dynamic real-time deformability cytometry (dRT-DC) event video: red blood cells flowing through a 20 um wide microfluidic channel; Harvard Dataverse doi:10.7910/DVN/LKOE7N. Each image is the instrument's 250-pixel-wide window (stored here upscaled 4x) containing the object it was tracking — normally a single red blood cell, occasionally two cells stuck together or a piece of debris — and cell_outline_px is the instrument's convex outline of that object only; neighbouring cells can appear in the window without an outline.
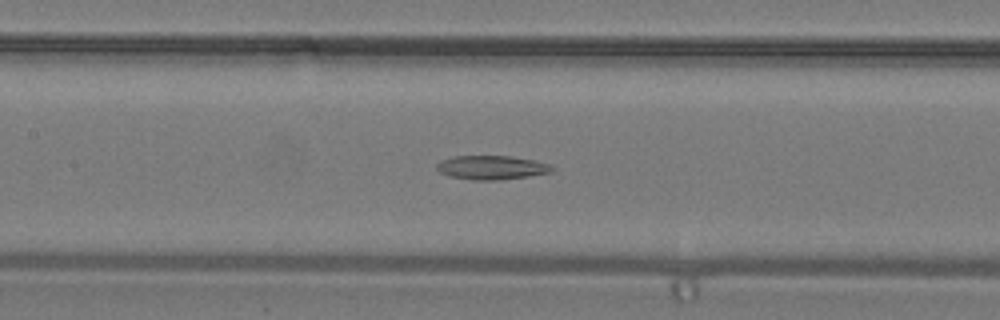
{"species": "common noctule bat (a hibernating species)", "species_latin": "Nyctalus noctula", "temperature_condition": "warm", "stored_images_in_passage": 39, "camera_frame_rate_fps": 3000, "um_per_image_px": 0.085, "animal": {"sex": "male", "body_mass_g": 19.2, "forearm_length_mm": 51.8}, "frame": {"image": 1, "passage_image": 18, "time_ms": 5.667, "image_size_px": [1000, 320], "cell_outline_px": [[556, 168], [552, 172], [528, 176], [500, 180], [472, 180], [452, 176], [440, 172], [436, 168], [436, 164], [440, 160], [456, 156], [508, 156], [532, 160], [548, 164]], "centroid_in_image_um": [41.78, 14.24], "position_along_channel_um": 165.6, "area_um2": 15.95}}
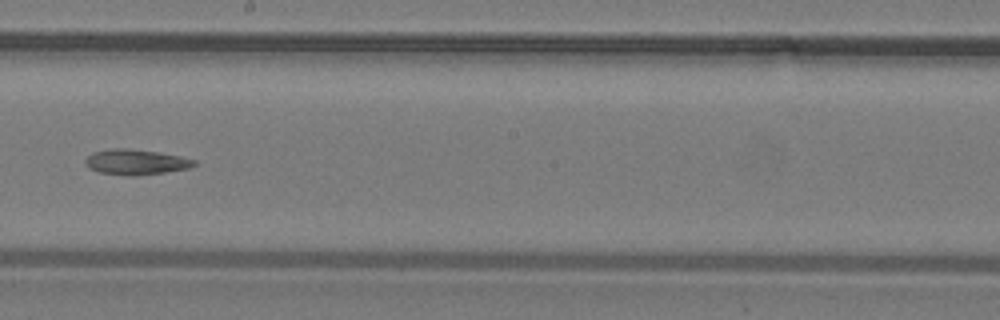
{"frame": {"image": 2, "passage_image": 22, "time_ms": 7.0, "image_size_px": [1000, 320], "cell_outline_px": [[196, 164], [188, 168], [164, 172], [136, 176], [128, 176], [100, 172], [88, 168], [84, 164], [84, 160], [92, 152], [112, 148], [128, 148], [160, 152], [180, 156], [196, 160]], "centroid_in_image_um": [11.51, 13.76], "position_along_channel_um": 236.7, "area_um2": 16.18}}
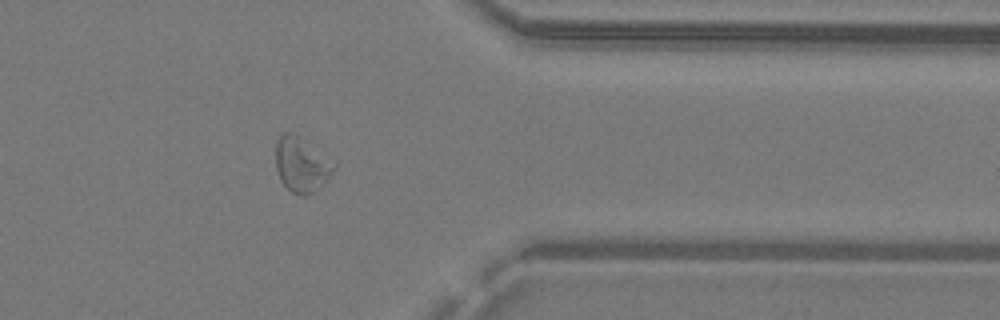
{"frame": {"image": 3, "passage_image": 31, "time_ms": 10.0, "image_size_px": [1000, 320], "cell_outline_px": [[336, 168], [308, 196], [300, 196], [292, 192], [280, 180], [276, 168], [276, 140], [284, 132], [292, 132], [336, 160]], "centroid_in_image_um": [25.63, 13.96], "position_along_channel_um": 385.8, "area_um2": 18.61}}